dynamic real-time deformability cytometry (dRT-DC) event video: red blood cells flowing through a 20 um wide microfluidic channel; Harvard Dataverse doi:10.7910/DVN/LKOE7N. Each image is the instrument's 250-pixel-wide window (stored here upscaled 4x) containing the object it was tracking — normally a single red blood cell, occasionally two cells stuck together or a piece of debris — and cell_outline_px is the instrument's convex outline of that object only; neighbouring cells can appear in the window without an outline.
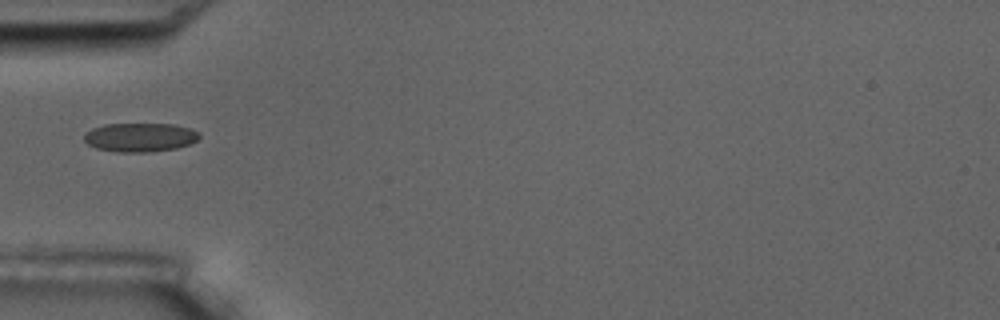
{"species": "common noctule bat (a hibernating species)", "species_latin": "Nyctalus noctula", "temperature_condition": "room temperature", "stored_images_in_passage": 12, "camera_frame_rate_fps": 3000, "um_per_image_px": 0.085, "animal": {"sex": "male", "body_mass_g": 17.5, "forearm_length_mm": 52.3}, "frame": {"image": 1, "passage_image": 1, "time_ms": 0.0, "image_size_px": [1000, 320], "cell_outline_px": [[200, 136], [196, 140], [188, 144], [176, 148], [144, 152], [116, 152], [96, 148], [88, 144], [84, 140], [84, 132], [92, 128], [104, 124], [176, 124], [192, 128], [200, 132]], "centroid_in_image_um": [11.89, 11.66], "position_along_channel_um": 73.1, "area_um2": 19.48}}
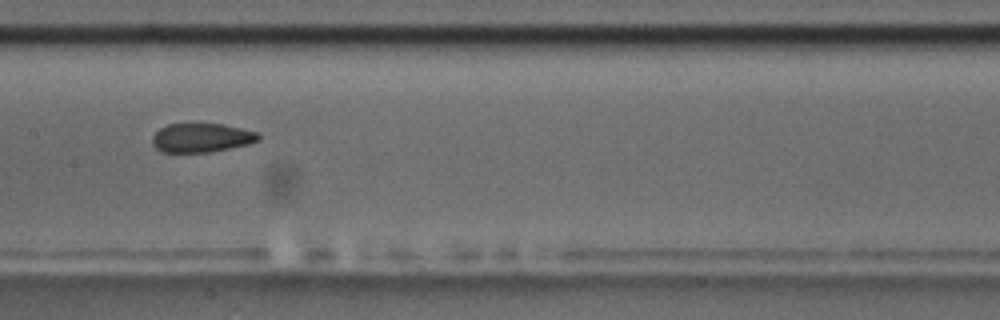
{"frame": {"image": 2, "passage_image": 4, "time_ms": 3.333, "image_size_px": [1000, 320], "cell_outline_px": [[260, 140], [248, 144], [208, 152], [160, 152], [152, 144], [152, 136], [160, 128], [168, 124], [224, 124], [260, 132]], "centroid_in_image_um": [17.14, 11.7], "position_along_channel_um": 190.3, "area_um2": 17.98}}